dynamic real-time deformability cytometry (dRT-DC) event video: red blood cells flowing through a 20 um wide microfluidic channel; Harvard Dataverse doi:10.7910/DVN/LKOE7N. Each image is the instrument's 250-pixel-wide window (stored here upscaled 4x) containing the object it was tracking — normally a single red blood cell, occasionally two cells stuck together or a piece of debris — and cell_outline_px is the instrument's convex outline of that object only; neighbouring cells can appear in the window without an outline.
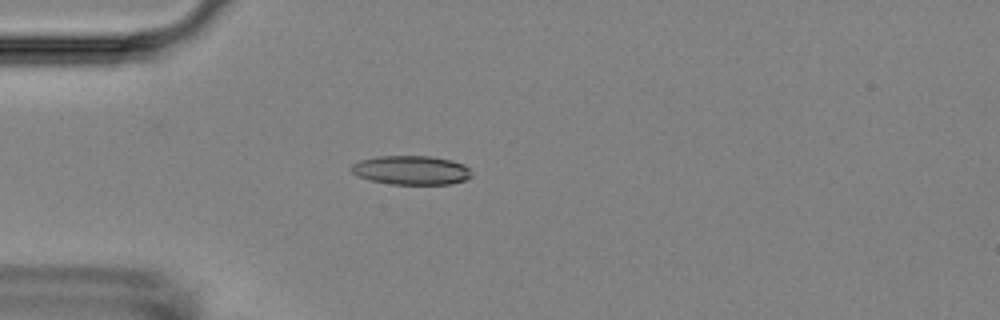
{"species": "Egyptian fruit bat (a non-hibernating species)", "species_latin": "Rousettus aegyptiacus", "temperature_condition": "room temperature", "stored_images_in_passage": 6, "camera_frame_rate_fps": 3000, "um_per_image_px": 0.085, "animal": {"sex": "female"}, "frame": {"image": 1, "passage_image": 5, "time_ms": 4.667, "image_size_px": [1000, 320], "cell_outline_px": [[472, 176], [464, 180], [452, 184], [392, 184], [368, 180], [352, 172], [352, 164], [360, 160], [376, 156], [428, 156], [452, 160], [464, 164], [472, 172]], "centroid_in_image_um": [34.98, 14.46], "position_along_channel_um": 50.0, "area_um2": 20.35}}